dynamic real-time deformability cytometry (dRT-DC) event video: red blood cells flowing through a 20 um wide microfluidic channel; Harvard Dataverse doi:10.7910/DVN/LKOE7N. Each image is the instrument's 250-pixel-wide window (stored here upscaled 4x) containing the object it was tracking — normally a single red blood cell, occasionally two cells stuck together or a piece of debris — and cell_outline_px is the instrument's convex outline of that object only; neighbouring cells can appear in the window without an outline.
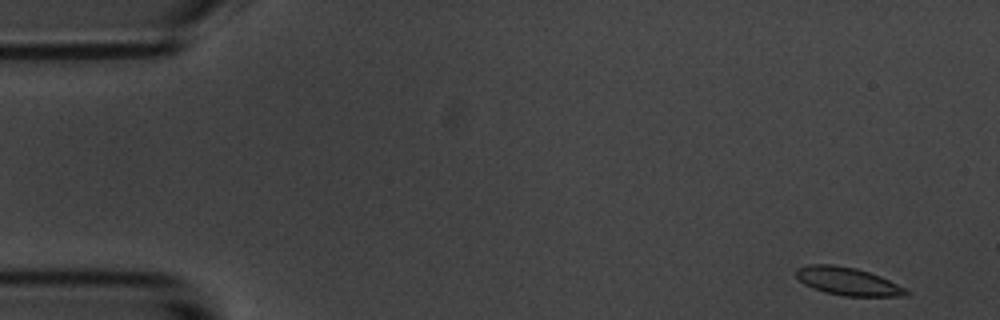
{"species": "common noctule bat (a hibernating species)", "species_latin": "Nyctalus noctula", "temperature_condition": "room temperature", "stored_images_in_passage": 54, "camera_frame_rate_fps": 3000, "um_per_image_px": 0.085, "animal": {"sex": "male", "body_mass_g": 20.1, "forearm_length_mm": 53.5}, "frame": {"image": 1, "passage_image": 1, "time_ms": 0.0, "image_size_px": [1000, 320], "cell_outline_px": [[912, 292], [908, 296], [844, 296], [824, 292], [812, 288], [804, 284], [796, 276], [796, 268], [808, 264], [832, 264], [856, 268], [880, 276]], "centroid_in_image_um": [72.04, 23.91], "position_along_channel_um": 13.0, "area_um2": 17.92}}
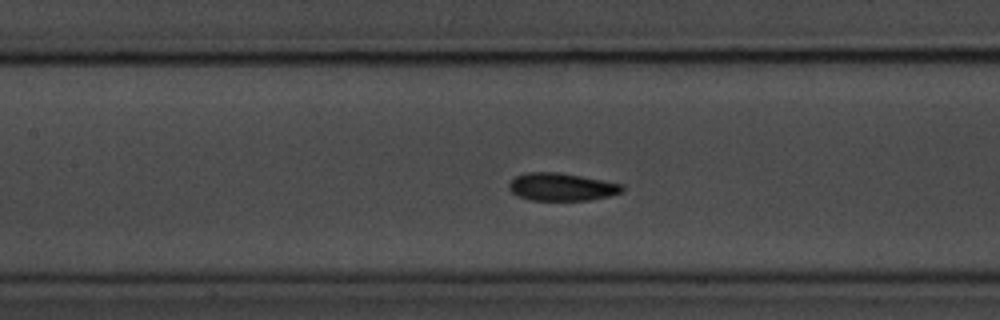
{"frame": {"image": 2, "passage_image": 23, "time_ms": 7.333, "image_size_px": [1000, 320], "cell_outline_px": [[624, 188], [620, 192], [608, 196], [588, 200], [528, 200], [516, 196], [508, 188], [508, 184], [516, 176], [524, 172], [560, 172], [624, 184]], "centroid_in_image_um": [47.7, 15.88], "position_along_channel_um": 159.7, "area_um2": 18.38}}
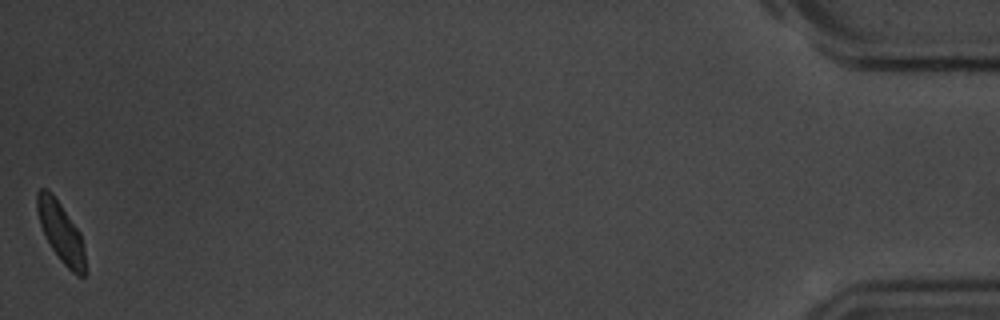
{"frame": {"image": 3, "passage_image": 54, "time_ms": 17.667, "image_size_px": [1000, 320], "cell_outline_px": [[88, 272], [84, 276], [76, 276], [60, 260], [44, 236], [40, 224], [36, 208], [36, 192], [40, 188], [48, 188], [52, 192], [80, 232], [84, 248]], "centroid_in_image_um": [5.19, 19.75], "position_along_channel_um": 430.0, "area_um2": 17.22}, "authors_computed_cell_mechanics": {"area_um2": 17.9758, "velocity_mm_per_s": 3.5551, "shape_relaxation_time_tau1_ms": 2.5258, "shape_relaxation_time_tau2_ms": 2.61, "deformation_change_tau1": 0.1143, "deformation_change_tau2": 0.0323}}